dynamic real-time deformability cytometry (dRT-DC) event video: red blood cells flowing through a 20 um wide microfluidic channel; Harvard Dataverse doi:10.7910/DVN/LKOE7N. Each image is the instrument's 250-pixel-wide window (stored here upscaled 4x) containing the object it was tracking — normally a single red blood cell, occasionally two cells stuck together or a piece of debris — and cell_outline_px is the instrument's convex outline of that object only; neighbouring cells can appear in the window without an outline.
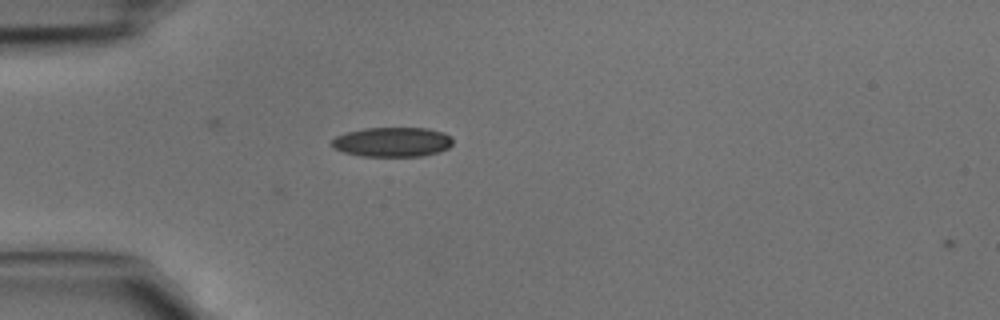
{"species": "common noctule bat (a hibernating species)", "species_latin": "Nyctalus noctula", "temperature_condition": "cold", "stored_images_in_passage": 2, "camera_frame_rate_fps": 3000, "um_per_image_px": 0.085, "animal": {"sex": "male", "body_mass_g": 15.6}, "frame": {"image": 1, "passage_image": 1, "time_ms": 0.0, "image_size_px": [1000, 320], "cell_outline_px": [[452, 144], [448, 148], [440, 152], [424, 156], [360, 156], [344, 152], [332, 148], [328, 144], [336, 136], [344, 132], [364, 128], [428, 128], [444, 132], [452, 136]], "centroid_in_image_um": [33.33, 12.07], "position_along_channel_um": 51.7, "area_um2": 21.27}}